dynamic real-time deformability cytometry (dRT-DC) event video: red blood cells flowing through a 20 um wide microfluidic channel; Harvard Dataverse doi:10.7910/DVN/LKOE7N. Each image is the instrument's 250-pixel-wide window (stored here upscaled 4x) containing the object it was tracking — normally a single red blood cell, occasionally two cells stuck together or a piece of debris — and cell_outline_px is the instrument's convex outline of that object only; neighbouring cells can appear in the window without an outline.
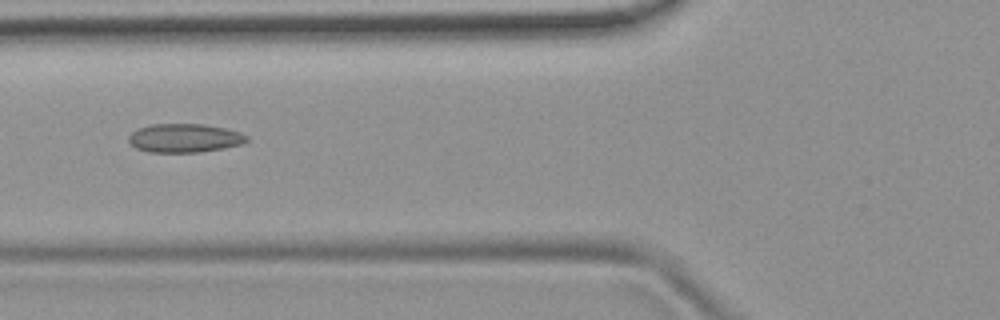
{"species": "common noctule bat (a hibernating species)", "species_latin": "Nyctalus noctula", "temperature_condition": "room temperature", "stored_images_in_passage": 4, "camera_frame_rate_fps": 3000, "um_per_image_px": 0.085, "animal": {"sex": "female", "body_mass_g": 19.9}, "frame": {"image": 1, "passage_image": 4, "time_ms": 3.333, "image_size_px": [1000, 320], "cell_outline_px": [[248, 140], [244, 144], [224, 148], [200, 152], [148, 152], [136, 148], [128, 140], [128, 136], [132, 132], [140, 128], [152, 124], [204, 124], [224, 128], [240, 132], [248, 136]], "centroid_in_image_um": [15.71, 11.74], "position_along_channel_um": 110.1, "area_um2": 19.77}}